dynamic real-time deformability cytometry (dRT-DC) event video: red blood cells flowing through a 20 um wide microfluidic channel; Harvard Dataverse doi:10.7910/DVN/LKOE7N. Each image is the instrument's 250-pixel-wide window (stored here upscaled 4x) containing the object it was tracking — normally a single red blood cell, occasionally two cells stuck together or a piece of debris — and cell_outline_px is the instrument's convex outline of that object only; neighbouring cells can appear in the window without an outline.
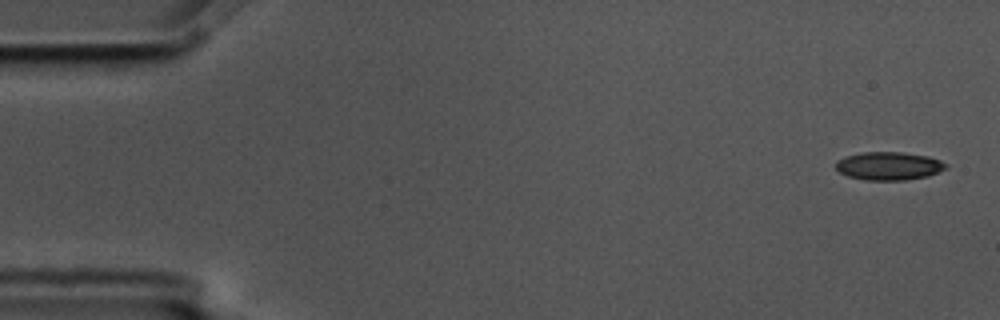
{"species": "common noctule bat (a hibernating species)", "species_latin": "Nyctalus noctula", "temperature_condition": "cold", "stored_images_in_passage": 5, "camera_frame_rate_fps": 3000, "um_per_image_px": 0.085, "animal": {"sex": "male", "body_mass_g": 17.5, "forearm_length_mm": 52.3}, "frame": {"image": 1, "passage_image": 1, "time_ms": 0.0, "image_size_px": [1000, 320], "cell_outline_px": [[948, 168], [928, 176], [904, 180], [864, 180], [848, 176], [840, 172], [836, 168], [836, 160], [844, 156], [860, 152], [900, 152], [928, 156], [940, 160], [948, 164]], "centroid_in_image_um": [75.55, 14.1], "position_along_channel_um": 9.5, "area_um2": 18.21}}
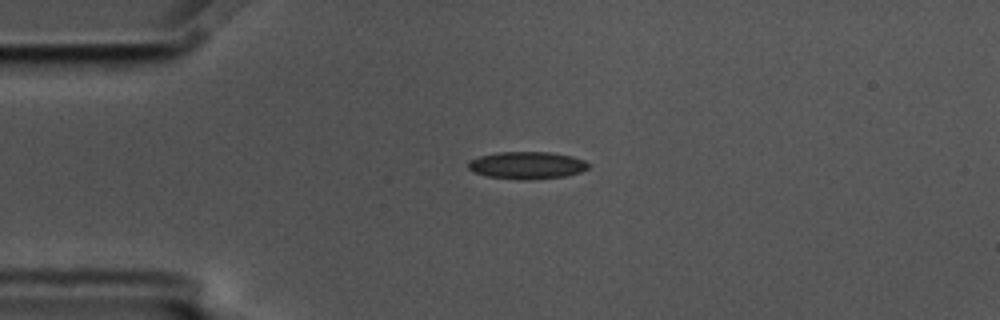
{"frame": {"image": 2, "passage_image": 4, "time_ms": 1.0, "image_size_px": [1000, 320], "cell_outline_px": [[588, 168], [580, 172], [564, 176], [528, 180], [520, 180], [488, 176], [472, 172], [468, 168], [468, 160], [480, 156], [496, 152], [548, 152], [572, 156], [584, 160], [588, 164]], "centroid_in_image_um": [44.75, 14.05], "position_along_channel_um": 40.2, "area_um2": 19.13}}